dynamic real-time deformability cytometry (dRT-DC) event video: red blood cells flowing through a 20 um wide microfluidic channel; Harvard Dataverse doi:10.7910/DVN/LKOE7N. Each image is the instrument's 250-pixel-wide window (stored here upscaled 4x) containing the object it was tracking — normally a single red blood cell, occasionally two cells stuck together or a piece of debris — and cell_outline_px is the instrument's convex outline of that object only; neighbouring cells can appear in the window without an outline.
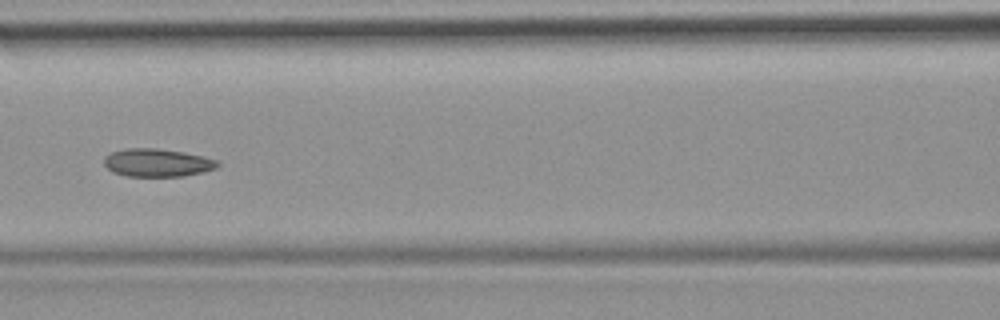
{"species": "common noctule bat (a hibernating species)", "species_latin": "Nyctalus noctula", "temperature_condition": "room temperature", "stored_images_in_passage": 36, "camera_frame_rate_fps": 3000, "um_per_image_px": 0.085, "animal": {"sex": "female", "body_mass_g": 19.9}, "frame": {"image": 1, "passage_image": 16, "time_ms": 5.0, "image_size_px": [1000, 320], "cell_outline_px": [[220, 164], [216, 168], [204, 172], [184, 176], [128, 176], [112, 172], [104, 164], [104, 156], [112, 152], [124, 148], [156, 148], [184, 152], [204, 156], [216, 160]], "centroid_in_image_um": [13.37, 13.82], "position_along_channel_um": 153.2, "area_um2": 18.61}}